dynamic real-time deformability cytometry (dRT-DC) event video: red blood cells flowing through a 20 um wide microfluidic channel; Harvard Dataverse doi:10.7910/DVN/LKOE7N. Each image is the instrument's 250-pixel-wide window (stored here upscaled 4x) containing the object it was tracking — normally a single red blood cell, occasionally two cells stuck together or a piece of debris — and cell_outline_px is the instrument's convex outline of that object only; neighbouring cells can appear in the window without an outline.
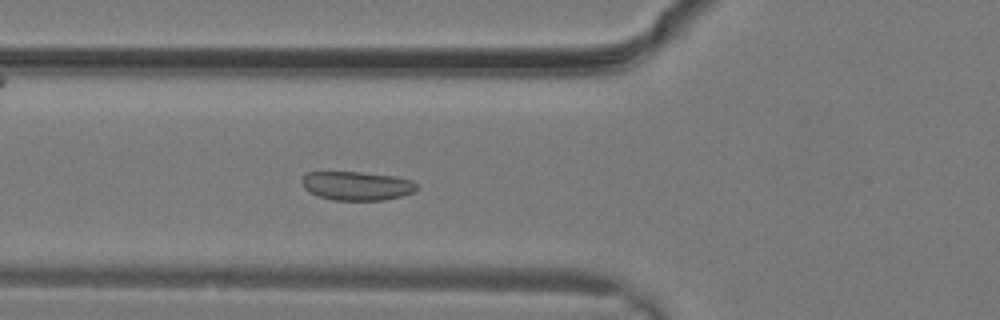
{"species": "common noctule bat (a hibernating species)", "species_latin": "Nyctalus noctula", "temperature_condition": "warm", "stored_images_in_passage": 30, "segment_of_instrument_passage": [1, 2], "camera_frame_rate_fps": 3000, "um_per_image_px": 0.085, "animal": {"sex": "male", "body_mass_g": 19.2, "forearm_length_mm": 51.8}, "frame": {"image": 1, "passage_image": 10, "time_ms": 3.0, "image_size_px": [1000, 320], "cell_outline_px": [[416, 192], [384, 200], [332, 200], [308, 192], [304, 188], [300, 180], [304, 172], [360, 172], [396, 176], [412, 180], [416, 184]], "centroid_in_image_um": [30.3, 15.79], "position_along_channel_um": 95.5, "area_um2": 19.48}}
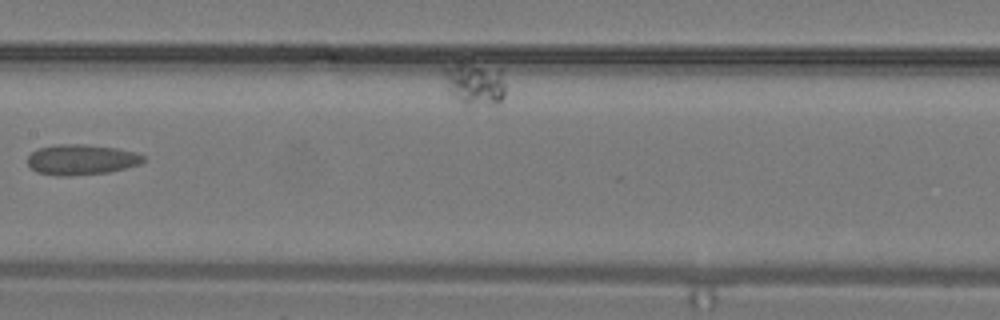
{"frame": {"image": 2, "passage_image": 15, "time_ms": 4.667, "image_size_px": [1000, 320], "cell_outline_px": [[144, 160], [140, 164], [108, 172], [68, 176], [56, 176], [36, 172], [28, 164], [28, 156], [32, 152], [40, 148], [56, 144], [84, 144], [116, 148], [136, 152], [144, 156]], "centroid_in_image_um": [6.9, 13.57], "position_along_channel_um": 200.5, "area_um2": 20.46}}
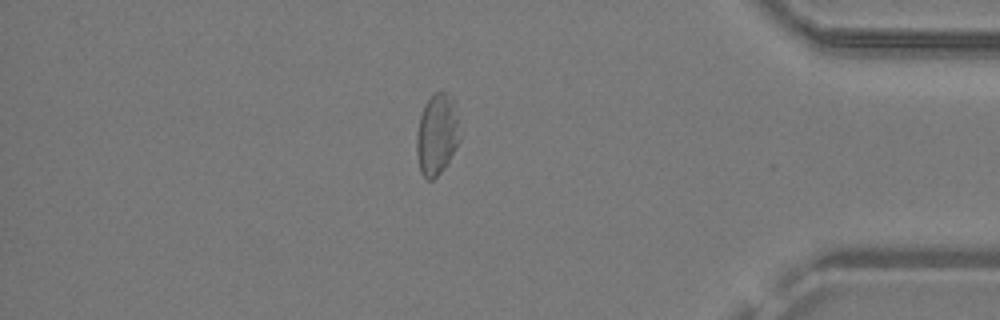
{"frame": {"image": 3, "passage_image": 25, "time_ms": 8.0, "image_size_px": [1000, 320], "cell_outline_px": [[460, 140], [448, 164], [432, 180], [428, 180], [420, 172], [416, 156], [416, 136], [420, 116], [424, 104], [436, 92], [444, 92], [452, 96], [456, 100], [460, 136]], "centroid_in_image_um": [37.16, 11.42], "position_along_channel_um": 398.0, "area_um2": 20.87}}